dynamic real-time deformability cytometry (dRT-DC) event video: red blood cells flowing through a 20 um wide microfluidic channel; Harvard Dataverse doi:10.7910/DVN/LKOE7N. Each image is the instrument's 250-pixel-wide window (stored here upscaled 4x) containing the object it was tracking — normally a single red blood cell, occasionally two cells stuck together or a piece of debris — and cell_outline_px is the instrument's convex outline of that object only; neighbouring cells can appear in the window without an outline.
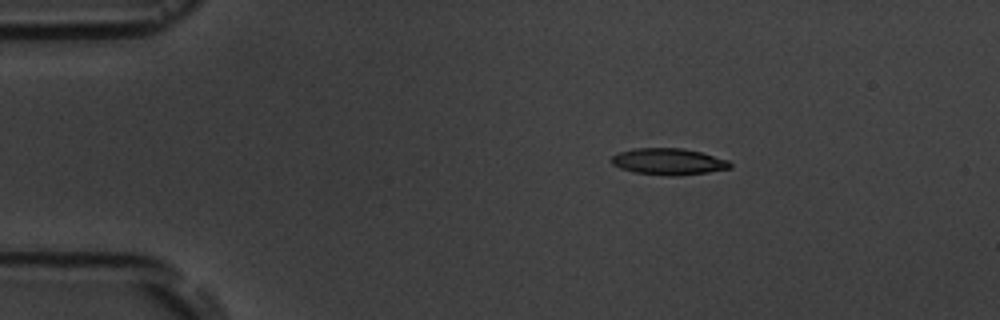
{"species": "common noctule bat (a hibernating species)", "species_latin": "Nyctalus noctula", "temperature_condition": "room temperature", "stored_images_in_passage": 4, "segment_of_instrument_passage": [1, 2], "camera_frame_rate_fps": 3000, "um_per_image_px": 0.085, "animal": {"sex": "male", "body_mass_g": 19.5, "forearm_length_mm": 54.6}, "frame": {"image": 1, "passage_image": 2, "time_ms": 1.333, "image_size_px": [1000, 320], "cell_outline_px": [[732, 168], [708, 172], [672, 176], [636, 172], [620, 168], [612, 164], [612, 156], [620, 152], [636, 148], [684, 148], [700, 152], [728, 160], [732, 164]], "centroid_in_image_um": [56.85, 13.73], "position_along_channel_um": 28.2, "area_um2": 18.09}}